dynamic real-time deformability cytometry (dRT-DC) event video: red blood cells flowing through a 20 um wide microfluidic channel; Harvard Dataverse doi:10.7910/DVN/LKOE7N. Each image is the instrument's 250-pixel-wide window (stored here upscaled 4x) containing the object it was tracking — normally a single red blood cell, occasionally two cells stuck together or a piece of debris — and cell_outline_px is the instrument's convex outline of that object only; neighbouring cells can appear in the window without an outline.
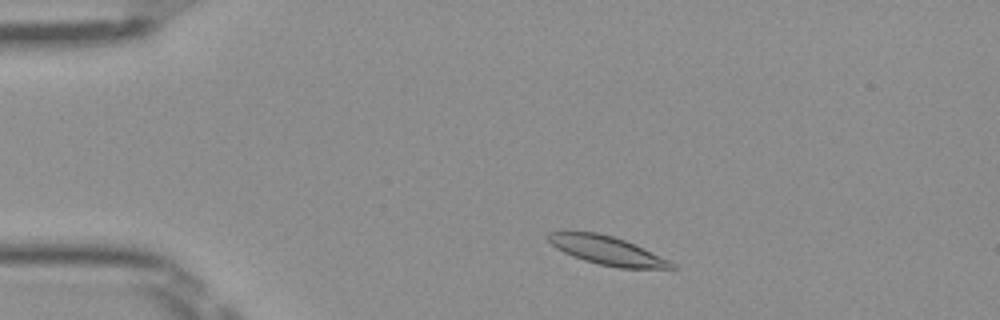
{"species": "Egyptian fruit bat (a non-hibernating species)", "species_latin": "Rousettus aegyptiacus", "temperature_condition": "room temperature", "stored_images_in_passage": 45, "camera_frame_rate_fps": 3000, "um_per_image_px": 0.085, "frame": {"image": 1, "passage_image": 4, "time_ms": 1.0, "image_size_px": [1000, 320], "cell_outline_px": [[680, 268], [620, 268], [600, 264], [584, 260], [572, 256], [556, 248], [544, 236], [548, 232], [596, 232], [612, 236], [624, 240], [668, 260], [676, 264]], "centroid_in_image_um": [51.56, 21.29], "position_along_channel_um": 33.4, "area_um2": 20.17}}
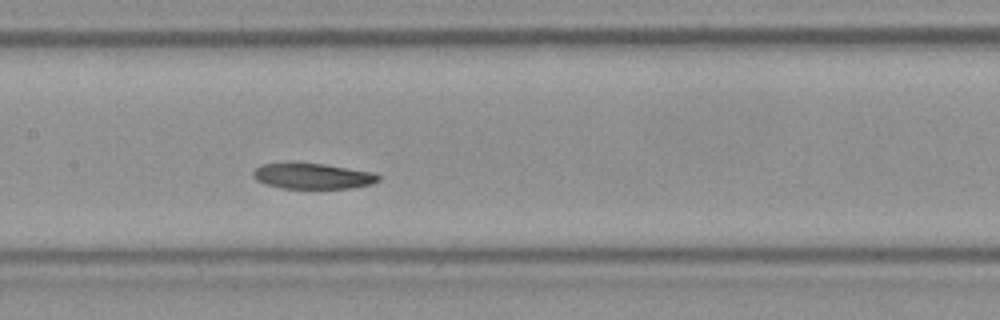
{"frame": {"image": 2, "passage_image": 19, "time_ms": 6.0, "image_size_px": [1000, 320], "cell_outline_px": [[380, 180], [372, 184], [352, 188], [280, 188], [264, 184], [256, 180], [252, 176], [252, 172], [256, 168], [264, 164], [324, 164], [372, 172], [380, 176]], "centroid_in_image_um": [26.58, 14.99], "position_along_channel_um": 180.8, "area_um2": 18.44}}
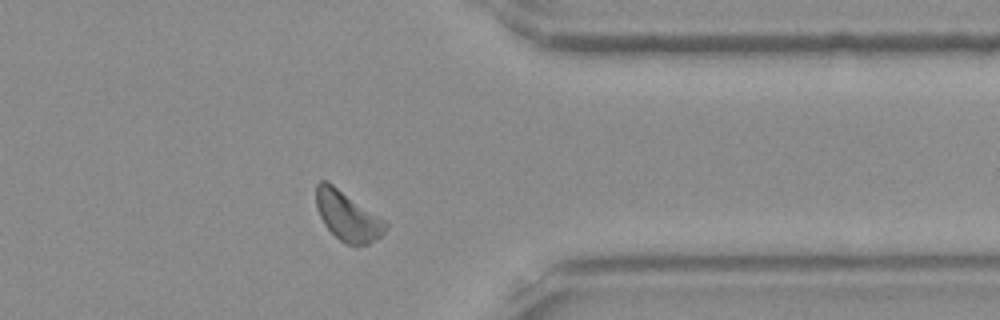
{"frame": {"image": 3, "passage_image": 35, "time_ms": 11.333, "image_size_px": [1000, 320], "cell_outline_px": [[388, 224], [384, 232], [380, 236], [368, 244], [356, 248], [340, 240], [324, 224], [316, 208], [316, 184], [320, 180], [328, 180], [384, 220]], "centroid_in_image_um": [29.52, 18.36], "position_along_channel_um": 381.9, "area_um2": 20.0}, "authors_computed_cell_mechanics": {"area_um2": 19.9988, "velocity_mm_per_s": 3.9426, "shape_relaxation_time_tau1_ms": 4.4096, "shape_relaxation_time_tau2_ms": null, "deformation_change_tau1": 0.103, "deformation_change_tau2": null}}